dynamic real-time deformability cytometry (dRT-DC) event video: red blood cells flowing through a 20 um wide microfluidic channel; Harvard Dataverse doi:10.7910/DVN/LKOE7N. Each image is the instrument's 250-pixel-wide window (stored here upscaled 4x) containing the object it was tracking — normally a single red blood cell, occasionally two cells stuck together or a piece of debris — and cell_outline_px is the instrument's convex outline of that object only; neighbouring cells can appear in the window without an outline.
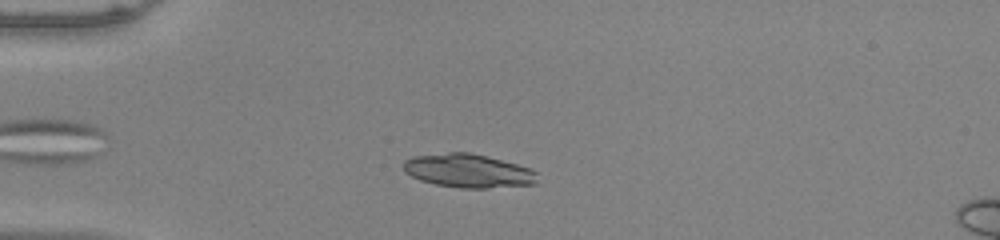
{"species": "common noctule bat (a hibernating species)", "species_latin": "Nyctalus noctula", "temperature_condition": "warm", "stored_images_in_passage": 45, "camera_frame_rate_fps": 3000, "um_per_image_px": 0.085, "animal": {"sex": "male", "body_mass_g": 20.0, "forearm_length_mm": 53.3}, "frame": {"image": 1, "passage_image": 11, "time_ms": 3.333, "image_size_px": [1000, 240], "cell_outline_px": [[536, 184], [488, 188], [460, 188], [436, 184], [420, 180], [404, 172], [404, 160], [412, 156], [448, 152], [468, 152], [516, 164], [528, 168], [536, 172]], "centroid_in_image_um": [39.76, 14.52], "position_along_channel_um": 45.2, "area_um2": 26.01}}
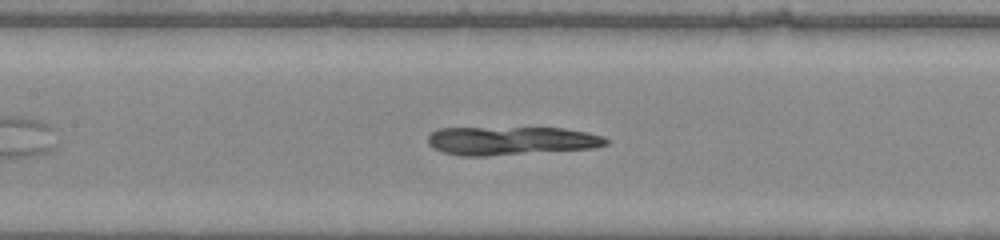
{"frame": {"image": 2, "passage_image": 22, "time_ms": 7.0, "image_size_px": [1000, 240], "cell_outline_px": [[608, 144], [592, 148], [488, 156], [460, 156], [444, 152], [432, 148], [428, 144], [428, 136], [432, 132], [440, 128], [564, 128], [588, 132], [604, 136], [608, 140]], "centroid_in_image_um": [43.44, 11.96], "position_along_channel_um": 164.0, "area_um2": 29.59}}
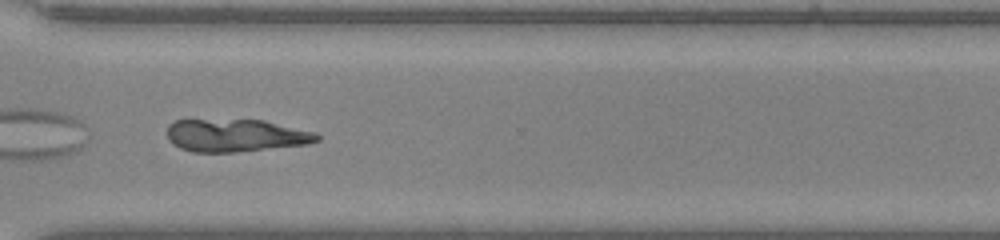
{"frame": {"image": 3, "passage_image": 36, "time_ms": 11.667, "image_size_px": [1000, 240], "cell_outline_px": [[320, 140], [308, 144], [236, 152], [192, 152], [180, 148], [172, 144], [168, 140], [168, 124], [176, 120], [264, 120], [316, 132], [320, 136]], "centroid_in_image_um": [20.05, 11.52], "position_along_channel_um": 350.6, "area_um2": 28.61}, "authors_computed_cell_mechanics": {"area_um2": 29.2468, "velocity_mm_per_s": 4.0065, "shape_relaxation_time_tau1_ms": 5.0819, "shape_relaxation_time_tau2_ms": null, "deformation_change_tau1": 0.224, "deformation_change_tau2": null}}